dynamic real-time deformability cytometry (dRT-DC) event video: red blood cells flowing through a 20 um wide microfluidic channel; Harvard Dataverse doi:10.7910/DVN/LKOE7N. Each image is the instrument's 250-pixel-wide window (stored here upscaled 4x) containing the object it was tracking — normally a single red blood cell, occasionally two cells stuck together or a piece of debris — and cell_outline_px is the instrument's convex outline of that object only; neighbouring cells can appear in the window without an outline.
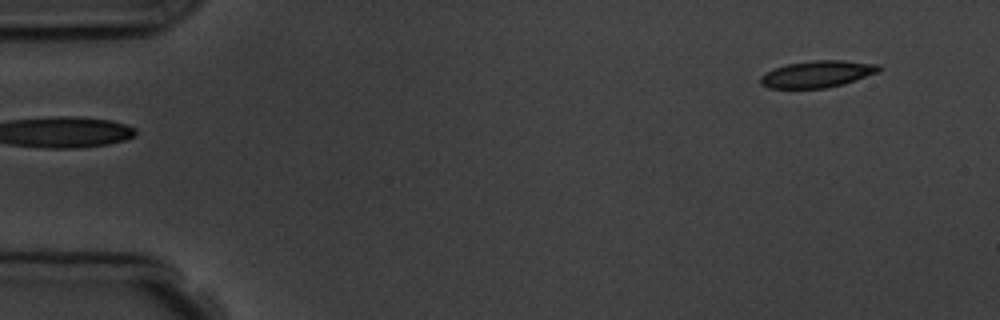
{"species": "common noctule bat (a hibernating species)", "species_latin": "Nyctalus noctula", "temperature_condition": "room temperature", "stored_images_in_passage": 6, "camera_frame_rate_fps": 3000, "um_per_image_px": 0.085, "animal": {"sex": "male", "body_mass_g": 19.5, "forearm_length_mm": 54.6}, "frame": {"image": 1, "passage_image": 6, "time_ms": 5.0, "image_size_px": [1000, 320], "cell_outline_px": [[884, 68], [880, 72], [844, 84], [824, 88], [768, 88], [760, 84], [760, 76], [772, 68], [788, 64], [812, 60], [844, 60], [880, 64]], "centroid_in_image_um": [69.51, 6.29], "position_along_channel_um": 15.5, "area_um2": 18.79}}